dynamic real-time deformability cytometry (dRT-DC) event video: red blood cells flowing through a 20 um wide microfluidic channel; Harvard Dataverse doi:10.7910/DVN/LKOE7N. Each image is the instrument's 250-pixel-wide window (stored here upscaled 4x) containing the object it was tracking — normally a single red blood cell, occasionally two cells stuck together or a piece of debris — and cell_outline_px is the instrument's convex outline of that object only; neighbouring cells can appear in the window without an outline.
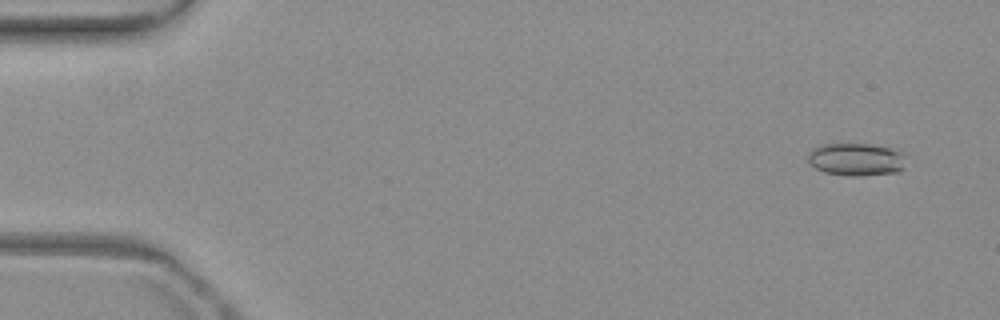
{"species": "common noctule bat (a hibernating species)", "species_latin": "Nyctalus noctula", "temperature_condition": "warm", "stored_images_in_passage": 9, "camera_frame_rate_fps": 3000, "um_per_image_px": 0.085, "animal": {"sex": "female", "body_mass_g": 19.3, "forearm_length_mm": 54.1}, "frame": {"image": 1, "passage_image": 1, "time_ms": 0.0, "image_size_px": [1000, 320], "cell_outline_px": [[904, 168], [896, 172], [860, 176], [848, 176], [824, 172], [816, 168], [808, 160], [808, 152], [812, 148], [824, 144], [872, 144], [896, 148], [904, 156]], "centroid_in_image_um": [72.78, 13.54], "position_along_channel_um": 12.2, "area_um2": 18.79}}
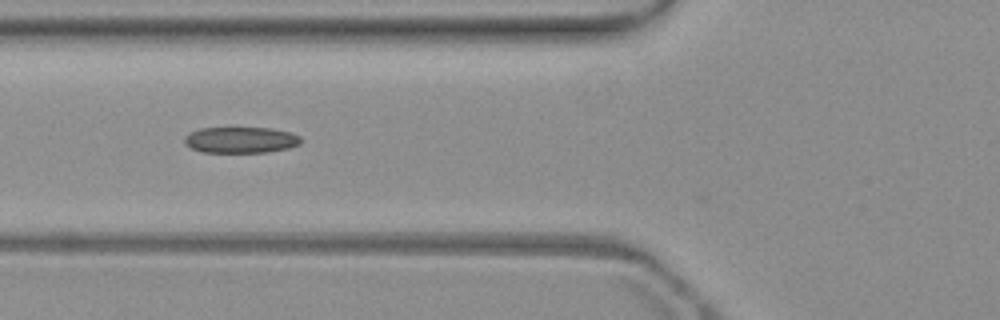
{"frame": {"image": 2, "passage_image": 6, "time_ms": 6.333, "image_size_px": [1000, 320], "cell_outline_px": [[300, 144], [288, 148], [268, 152], [200, 152], [184, 144], [184, 136], [188, 132], [200, 128], [272, 128], [288, 132], [300, 136]], "centroid_in_image_um": [20.41, 11.89], "position_along_channel_um": 105.4, "area_um2": 17.74}}
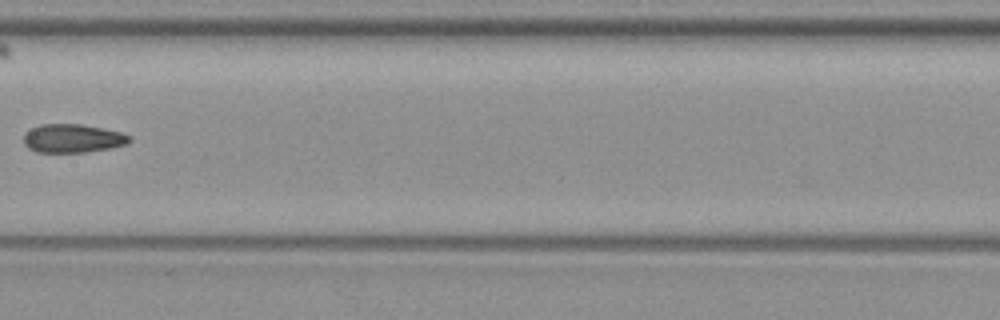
{"frame": {"image": 3, "passage_image": 8, "time_ms": 9.0, "image_size_px": [1000, 320], "cell_outline_px": [[132, 140], [128, 144], [112, 148], [88, 152], [36, 152], [28, 148], [24, 144], [24, 132], [40, 124], [80, 124], [124, 132], [132, 136]], "centroid_in_image_um": [6.22, 11.76], "position_along_channel_um": 201.2, "area_um2": 17.92}}